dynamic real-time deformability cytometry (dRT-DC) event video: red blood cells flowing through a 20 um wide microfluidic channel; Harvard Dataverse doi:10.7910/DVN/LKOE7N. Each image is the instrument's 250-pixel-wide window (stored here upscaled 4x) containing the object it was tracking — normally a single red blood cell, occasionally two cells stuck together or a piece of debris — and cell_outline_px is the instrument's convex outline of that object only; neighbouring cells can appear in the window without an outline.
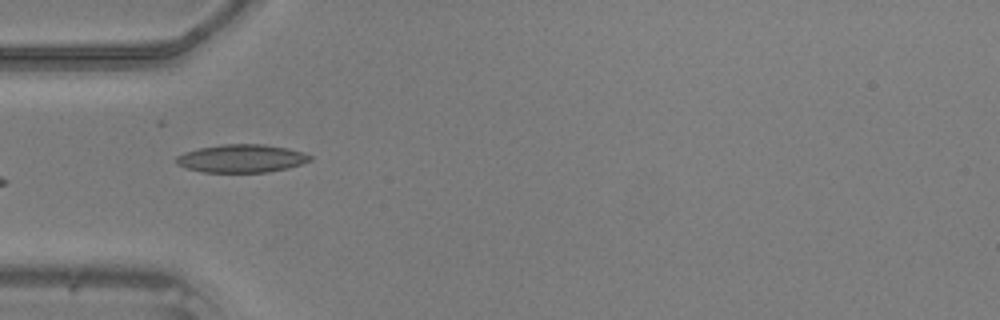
{"species": "common noctule bat (a hibernating species)", "species_latin": "Nyctalus noctula", "temperature_condition": "warm", "stored_images_in_passage": 5, "camera_frame_rate_fps": 3000, "um_per_image_px": 0.085, "animal": {"sex": "male", "body_mass_g": 20.5, "forearm_length_mm": 52.5}, "frame": {"image": 1, "passage_image": 1, "time_ms": 0.0, "image_size_px": [1000, 320], "cell_outline_px": [[312, 160], [288, 168], [268, 172], [204, 172], [188, 168], [176, 164], [176, 156], [184, 152], [200, 148], [220, 144], [264, 144], [288, 148], [312, 156]], "centroid_in_image_um": [20.52, 13.46], "position_along_channel_um": 64.5, "area_um2": 21.79}}